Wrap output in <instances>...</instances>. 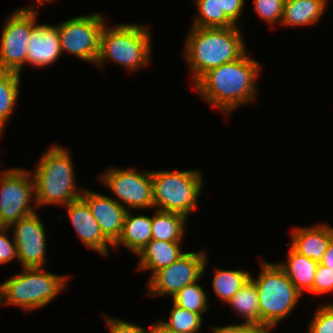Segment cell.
Here are the masks:
<instances>
[{"instance_id":"cell-1","label":"cell","mask_w":333,"mask_h":333,"mask_svg":"<svg viewBox=\"0 0 333 333\" xmlns=\"http://www.w3.org/2000/svg\"><path fill=\"white\" fill-rule=\"evenodd\" d=\"M247 54L245 52L239 59L211 69L193 85L203 100L223 114L229 115L256 98V80L261 66Z\"/></svg>"},{"instance_id":"cell-2","label":"cell","mask_w":333,"mask_h":333,"mask_svg":"<svg viewBox=\"0 0 333 333\" xmlns=\"http://www.w3.org/2000/svg\"><path fill=\"white\" fill-rule=\"evenodd\" d=\"M239 26L201 28L192 26L184 55L195 84L206 72L239 59L247 48Z\"/></svg>"},{"instance_id":"cell-3","label":"cell","mask_w":333,"mask_h":333,"mask_svg":"<svg viewBox=\"0 0 333 333\" xmlns=\"http://www.w3.org/2000/svg\"><path fill=\"white\" fill-rule=\"evenodd\" d=\"M74 171L71 154L66 148L58 144L48 148L32 174L37 208L66 206L81 198L83 190L76 184Z\"/></svg>"},{"instance_id":"cell-4","label":"cell","mask_w":333,"mask_h":333,"mask_svg":"<svg viewBox=\"0 0 333 333\" xmlns=\"http://www.w3.org/2000/svg\"><path fill=\"white\" fill-rule=\"evenodd\" d=\"M67 278L45 272L44 267L23 268L0 284V305H16L28 312L40 309L67 287Z\"/></svg>"},{"instance_id":"cell-5","label":"cell","mask_w":333,"mask_h":333,"mask_svg":"<svg viewBox=\"0 0 333 333\" xmlns=\"http://www.w3.org/2000/svg\"><path fill=\"white\" fill-rule=\"evenodd\" d=\"M150 28L138 24H116L103 27L100 35V53L96 64L102 66L108 59L129 71L142 68L151 61Z\"/></svg>"},{"instance_id":"cell-6","label":"cell","mask_w":333,"mask_h":333,"mask_svg":"<svg viewBox=\"0 0 333 333\" xmlns=\"http://www.w3.org/2000/svg\"><path fill=\"white\" fill-rule=\"evenodd\" d=\"M261 265L259 277L250 278L258 293L260 324L274 327L295 309L302 294L277 263Z\"/></svg>"},{"instance_id":"cell-7","label":"cell","mask_w":333,"mask_h":333,"mask_svg":"<svg viewBox=\"0 0 333 333\" xmlns=\"http://www.w3.org/2000/svg\"><path fill=\"white\" fill-rule=\"evenodd\" d=\"M197 170L151 171L154 208L187 218L197 208L203 179Z\"/></svg>"},{"instance_id":"cell-8","label":"cell","mask_w":333,"mask_h":333,"mask_svg":"<svg viewBox=\"0 0 333 333\" xmlns=\"http://www.w3.org/2000/svg\"><path fill=\"white\" fill-rule=\"evenodd\" d=\"M34 200V181L30 172L14 167L0 172V219L7 227L37 212L36 203L31 204L36 202Z\"/></svg>"},{"instance_id":"cell-9","label":"cell","mask_w":333,"mask_h":333,"mask_svg":"<svg viewBox=\"0 0 333 333\" xmlns=\"http://www.w3.org/2000/svg\"><path fill=\"white\" fill-rule=\"evenodd\" d=\"M35 7L14 11L5 21L0 40V71H14L21 75L26 64L28 39L36 23Z\"/></svg>"},{"instance_id":"cell-10","label":"cell","mask_w":333,"mask_h":333,"mask_svg":"<svg viewBox=\"0 0 333 333\" xmlns=\"http://www.w3.org/2000/svg\"><path fill=\"white\" fill-rule=\"evenodd\" d=\"M105 19L99 13L74 17L58 24L62 53L96 64L100 53V35Z\"/></svg>"},{"instance_id":"cell-11","label":"cell","mask_w":333,"mask_h":333,"mask_svg":"<svg viewBox=\"0 0 333 333\" xmlns=\"http://www.w3.org/2000/svg\"><path fill=\"white\" fill-rule=\"evenodd\" d=\"M97 177L115 194L118 203H120L119 200L122 201L120 204L128 211L129 209L154 208L151 171L138 172L133 168H109Z\"/></svg>"},{"instance_id":"cell-12","label":"cell","mask_w":333,"mask_h":333,"mask_svg":"<svg viewBox=\"0 0 333 333\" xmlns=\"http://www.w3.org/2000/svg\"><path fill=\"white\" fill-rule=\"evenodd\" d=\"M205 252H185L178 260L150 276L147 294L174 296L185 286L199 281L205 272Z\"/></svg>"},{"instance_id":"cell-13","label":"cell","mask_w":333,"mask_h":333,"mask_svg":"<svg viewBox=\"0 0 333 333\" xmlns=\"http://www.w3.org/2000/svg\"><path fill=\"white\" fill-rule=\"evenodd\" d=\"M12 236L23 268L45 267L46 234L38 212L13 223Z\"/></svg>"},{"instance_id":"cell-14","label":"cell","mask_w":333,"mask_h":333,"mask_svg":"<svg viewBox=\"0 0 333 333\" xmlns=\"http://www.w3.org/2000/svg\"><path fill=\"white\" fill-rule=\"evenodd\" d=\"M81 198L89 206L103 235L114 244L120 237L127 209L110 196L83 189Z\"/></svg>"},{"instance_id":"cell-15","label":"cell","mask_w":333,"mask_h":333,"mask_svg":"<svg viewBox=\"0 0 333 333\" xmlns=\"http://www.w3.org/2000/svg\"><path fill=\"white\" fill-rule=\"evenodd\" d=\"M64 208H67L69 220L81 241L101 255L108 256V246L113 244L103 235L87 203L79 198Z\"/></svg>"},{"instance_id":"cell-16","label":"cell","mask_w":333,"mask_h":333,"mask_svg":"<svg viewBox=\"0 0 333 333\" xmlns=\"http://www.w3.org/2000/svg\"><path fill=\"white\" fill-rule=\"evenodd\" d=\"M61 54L58 26L37 24L28 39L26 64L43 68L57 62Z\"/></svg>"},{"instance_id":"cell-17","label":"cell","mask_w":333,"mask_h":333,"mask_svg":"<svg viewBox=\"0 0 333 333\" xmlns=\"http://www.w3.org/2000/svg\"><path fill=\"white\" fill-rule=\"evenodd\" d=\"M291 247L301 255L319 262L333 239V228L319 224L297 227L291 232Z\"/></svg>"},{"instance_id":"cell-18","label":"cell","mask_w":333,"mask_h":333,"mask_svg":"<svg viewBox=\"0 0 333 333\" xmlns=\"http://www.w3.org/2000/svg\"><path fill=\"white\" fill-rule=\"evenodd\" d=\"M181 242H168L151 239L139 252L138 270H151V276L158 270L169 266L185 253Z\"/></svg>"},{"instance_id":"cell-19","label":"cell","mask_w":333,"mask_h":333,"mask_svg":"<svg viewBox=\"0 0 333 333\" xmlns=\"http://www.w3.org/2000/svg\"><path fill=\"white\" fill-rule=\"evenodd\" d=\"M130 211L126 213L122 233L113 246L116 248L121 244L138 256L139 252L152 239V217L132 216Z\"/></svg>"},{"instance_id":"cell-20","label":"cell","mask_w":333,"mask_h":333,"mask_svg":"<svg viewBox=\"0 0 333 333\" xmlns=\"http://www.w3.org/2000/svg\"><path fill=\"white\" fill-rule=\"evenodd\" d=\"M289 247L288 260L277 264L301 294H304V291L313 293L314 277L319 262L309 259L296 252L291 246Z\"/></svg>"},{"instance_id":"cell-21","label":"cell","mask_w":333,"mask_h":333,"mask_svg":"<svg viewBox=\"0 0 333 333\" xmlns=\"http://www.w3.org/2000/svg\"><path fill=\"white\" fill-rule=\"evenodd\" d=\"M329 0H285L281 24L308 26L315 24L324 14Z\"/></svg>"},{"instance_id":"cell-22","label":"cell","mask_w":333,"mask_h":333,"mask_svg":"<svg viewBox=\"0 0 333 333\" xmlns=\"http://www.w3.org/2000/svg\"><path fill=\"white\" fill-rule=\"evenodd\" d=\"M187 217L174 212L157 210L152 217V239L181 242Z\"/></svg>"},{"instance_id":"cell-23","label":"cell","mask_w":333,"mask_h":333,"mask_svg":"<svg viewBox=\"0 0 333 333\" xmlns=\"http://www.w3.org/2000/svg\"><path fill=\"white\" fill-rule=\"evenodd\" d=\"M226 304L245 318L242 324H260L258 293L251 278Z\"/></svg>"},{"instance_id":"cell-24","label":"cell","mask_w":333,"mask_h":333,"mask_svg":"<svg viewBox=\"0 0 333 333\" xmlns=\"http://www.w3.org/2000/svg\"><path fill=\"white\" fill-rule=\"evenodd\" d=\"M20 74L14 71H0V137L19 95Z\"/></svg>"},{"instance_id":"cell-25","label":"cell","mask_w":333,"mask_h":333,"mask_svg":"<svg viewBox=\"0 0 333 333\" xmlns=\"http://www.w3.org/2000/svg\"><path fill=\"white\" fill-rule=\"evenodd\" d=\"M213 278V289L216 296L223 303L228 301L237 293L242 286L250 279V273L242 270L216 269Z\"/></svg>"},{"instance_id":"cell-26","label":"cell","mask_w":333,"mask_h":333,"mask_svg":"<svg viewBox=\"0 0 333 333\" xmlns=\"http://www.w3.org/2000/svg\"><path fill=\"white\" fill-rule=\"evenodd\" d=\"M199 15L192 26L201 28L231 27L235 24L221 10L220 0H194Z\"/></svg>"},{"instance_id":"cell-27","label":"cell","mask_w":333,"mask_h":333,"mask_svg":"<svg viewBox=\"0 0 333 333\" xmlns=\"http://www.w3.org/2000/svg\"><path fill=\"white\" fill-rule=\"evenodd\" d=\"M173 303L181 308L187 309L198 313L202 316V313L208 309L207 294L203 288L197 284V281L185 286L176 295L171 297Z\"/></svg>"},{"instance_id":"cell-28","label":"cell","mask_w":333,"mask_h":333,"mask_svg":"<svg viewBox=\"0 0 333 333\" xmlns=\"http://www.w3.org/2000/svg\"><path fill=\"white\" fill-rule=\"evenodd\" d=\"M203 316L198 313L188 311L173 303L169 320H161L168 328L176 333H198L203 323Z\"/></svg>"},{"instance_id":"cell-29","label":"cell","mask_w":333,"mask_h":333,"mask_svg":"<svg viewBox=\"0 0 333 333\" xmlns=\"http://www.w3.org/2000/svg\"><path fill=\"white\" fill-rule=\"evenodd\" d=\"M285 0H254V9L260 19L271 26L281 23Z\"/></svg>"},{"instance_id":"cell-30","label":"cell","mask_w":333,"mask_h":333,"mask_svg":"<svg viewBox=\"0 0 333 333\" xmlns=\"http://www.w3.org/2000/svg\"><path fill=\"white\" fill-rule=\"evenodd\" d=\"M309 323L308 333H333V304L320 305Z\"/></svg>"},{"instance_id":"cell-31","label":"cell","mask_w":333,"mask_h":333,"mask_svg":"<svg viewBox=\"0 0 333 333\" xmlns=\"http://www.w3.org/2000/svg\"><path fill=\"white\" fill-rule=\"evenodd\" d=\"M333 293V270L318 263L313 283V294Z\"/></svg>"},{"instance_id":"cell-32","label":"cell","mask_w":333,"mask_h":333,"mask_svg":"<svg viewBox=\"0 0 333 333\" xmlns=\"http://www.w3.org/2000/svg\"><path fill=\"white\" fill-rule=\"evenodd\" d=\"M103 316H105V321L110 333H149L148 330L135 323H130L118 318H111L107 316V314Z\"/></svg>"},{"instance_id":"cell-33","label":"cell","mask_w":333,"mask_h":333,"mask_svg":"<svg viewBox=\"0 0 333 333\" xmlns=\"http://www.w3.org/2000/svg\"><path fill=\"white\" fill-rule=\"evenodd\" d=\"M10 229V227H7L2 233H0V264L12 261L15 258L18 260L14 238L11 241L7 237V232Z\"/></svg>"},{"instance_id":"cell-34","label":"cell","mask_w":333,"mask_h":333,"mask_svg":"<svg viewBox=\"0 0 333 333\" xmlns=\"http://www.w3.org/2000/svg\"><path fill=\"white\" fill-rule=\"evenodd\" d=\"M215 328L220 333H270L273 327L264 324H237Z\"/></svg>"},{"instance_id":"cell-35","label":"cell","mask_w":333,"mask_h":333,"mask_svg":"<svg viewBox=\"0 0 333 333\" xmlns=\"http://www.w3.org/2000/svg\"><path fill=\"white\" fill-rule=\"evenodd\" d=\"M221 10L224 11L225 15L235 24L238 22L241 15L242 9L245 4V0H220Z\"/></svg>"},{"instance_id":"cell-36","label":"cell","mask_w":333,"mask_h":333,"mask_svg":"<svg viewBox=\"0 0 333 333\" xmlns=\"http://www.w3.org/2000/svg\"><path fill=\"white\" fill-rule=\"evenodd\" d=\"M319 263L333 270V239L330 241L328 248Z\"/></svg>"},{"instance_id":"cell-37","label":"cell","mask_w":333,"mask_h":333,"mask_svg":"<svg viewBox=\"0 0 333 333\" xmlns=\"http://www.w3.org/2000/svg\"><path fill=\"white\" fill-rule=\"evenodd\" d=\"M149 333H176L172 329L168 328L163 322H155L148 329Z\"/></svg>"},{"instance_id":"cell-38","label":"cell","mask_w":333,"mask_h":333,"mask_svg":"<svg viewBox=\"0 0 333 333\" xmlns=\"http://www.w3.org/2000/svg\"><path fill=\"white\" fill-rule=\"evenodd\" d=\"M51 1L54 2L55 0H36L38 5L46 4V2L50 3Z\"/></svg>"},{"instance_id":"cell-39","label":"cell","mask_w":333,"mask_h":333,"mask_svg":"<svg viewBox=\"0 0 333 333\" xmlns=\"http://www.w3.org/2000/svg\"><path fill=\"white\" fill-rule=\"evenodd\" d=\"M6 228H7V226L0 219V233H2Z\"/></svg>"},{"instance_id":"cell-40","label":"cell","mask_w":333,"mask_h":333,"mask_svg":"<svg viewBox=\"0 0 333 333\" xmlns=\"http://www.w3.org/2000/svg\"><path fill=\"white\" fill-rule=\"evenodd\" d=\"M212 330H213L212 333H220L215 327H213Z\"/></svg>"}]
</instances>
